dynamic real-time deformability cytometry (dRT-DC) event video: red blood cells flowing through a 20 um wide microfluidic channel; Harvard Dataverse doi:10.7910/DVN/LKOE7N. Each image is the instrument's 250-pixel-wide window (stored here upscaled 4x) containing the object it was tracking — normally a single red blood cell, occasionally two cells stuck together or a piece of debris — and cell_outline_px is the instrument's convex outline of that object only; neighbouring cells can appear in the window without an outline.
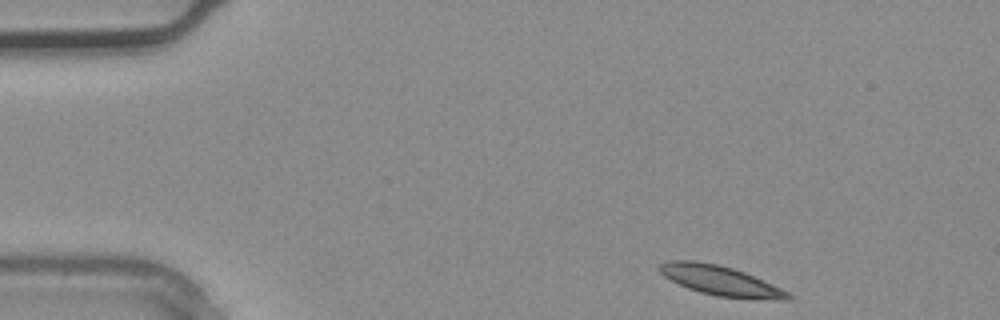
{"species": "common noctule bat (a hibernating species)", "species_latin": "Nyctalus noctula", "temperature_condition": "warm", "stored_images_in_passage": 3, "camera_frame_rate_fps": 3000, "um_per_image_px": 0.085, "animal": {"sex": "male", "body_mass_g": 20.4}, "frame": {"image": 1, "passage_image": 1, "time_ms": 0.0, "image_size_px": [1000, 320], "cell_outline_px": [[792, 296], [788, 300], [780, 300], [716, 296], [700, 292], [688, 288], [664, 276], [660, 272], [660, 264], [668, 260], [696, 260], [716, 264], [732, 268], [744, 272], [772, 284], [788, 292]], "centroid_in_image_um": [61.23, 23.84], "position_along_channel_um": 23.8, "area_um2": 21.91}}
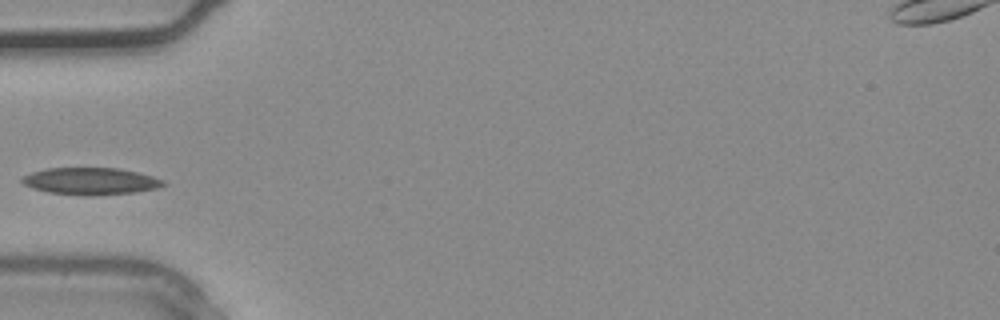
{"frame": {"image": 2, "passage_image": 3, "time_ms": 0.667, "image_size_px": [1000, 320], "cell_outline_px": [[168, 184], [156, 188], [132, 192], [92, 196], [88, 196], [48, 192], [32, 188], [24, 184], [20, 180], [24, 176], [32, 172], [48, 168], [116, 168], [136, 172], [152, 176], [164, 180]], "centroid_in_image_um": [7.7, 15.4], "position_along_channel_um": 77.3, "area_um2": 22.08}}